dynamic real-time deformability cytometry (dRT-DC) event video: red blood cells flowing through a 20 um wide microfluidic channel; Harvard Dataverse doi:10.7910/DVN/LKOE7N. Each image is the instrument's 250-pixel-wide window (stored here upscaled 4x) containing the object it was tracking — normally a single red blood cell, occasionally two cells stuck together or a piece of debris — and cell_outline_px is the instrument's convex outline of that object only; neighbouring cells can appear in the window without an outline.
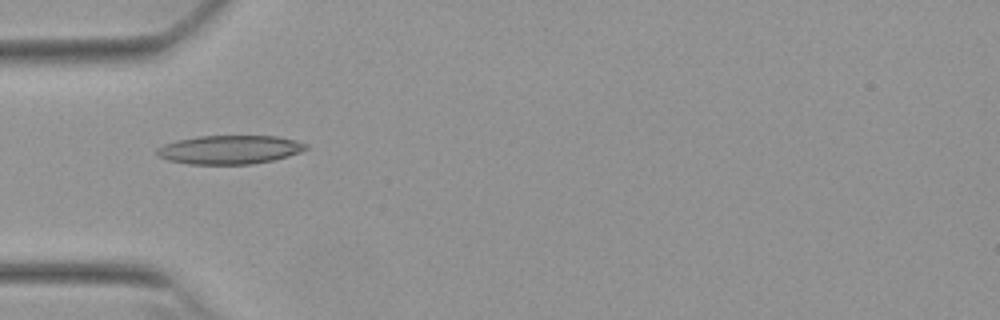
{"species": "Egyptian fruit bat (a non-hibernating species)", "species_latin": "Rousettus aegyptiacus", "temperature_condition": "warm", "stored_images_in_passage": 53, "camera_frame_rate_fps": 3000, "um_per_image_px": 0.085, "animal": {"sex": "female"}, "frame": {"image": 1, "passage_image": 17, "time_ms": 5.333, "image_size_px": [1000, 320], "cell_outline_px": [[308, 148], [300, 152], [288, 156], [272, 160], [252, 164], [188, 164], [168, 160], [156, 156], [156, 148], [164, 144], [176, 140], [196, 136], [276, 136], [296, 140], [308, 144]], "centroid_in_image_um": [19.49, 12.72], "position_along_channel_um": 65.5, "area_um2": 25.09}}
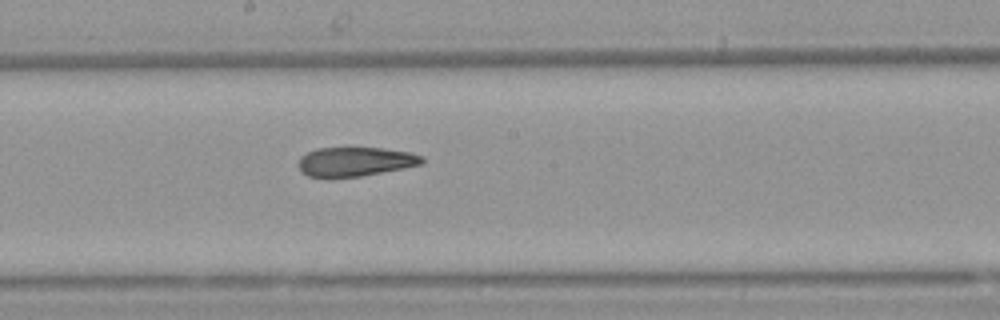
{"frame": {"image": 2, "passage_image": 29, "time_ms": 9.333, "image_size_px": [1000, 320], "cell_outline_px": [[424, 164], [404, 168], [360, 176], [328, 180], [308, 176], [300, 172], [296, 164], [300, 156], [316, 148], [384, 148], [412, 152], [424, 156]], "centroid_in_image_um": [30.14, 13.77], "position_along_channel_um": 218.1, "area_um2": 21.85}}
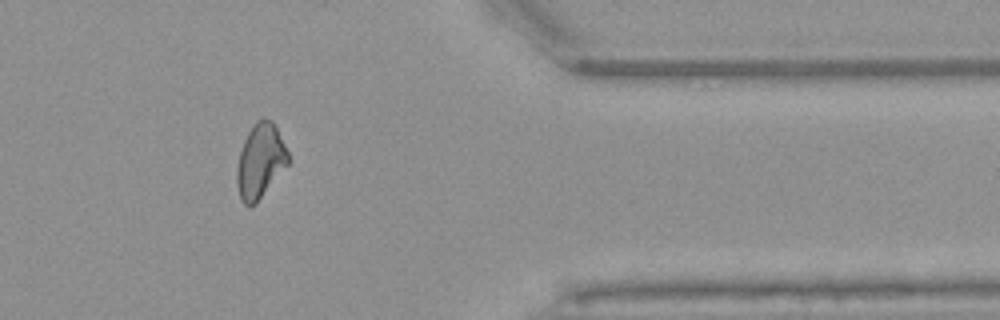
{"frame": {"image": 3, "passage_image": 44, "time_ms": 14.333, "image_size_px": [1000, 320], "cell_outline_px": [[288, 164], [256, 204], [248, 208], [240, 200], [236, 184], [236, 168], [240, 152], [244, 140], [252, 124], [256, 120], [272, 120], [288, 152]], "centroid_in_image_um": [22.09, 13.74], "position_along_channel_um": 389.3, "area_um2": 22.2}, "authors_computed_cell_mechanics": {"area_um2": 22.5998, "velocity_mm_per_s": 3.843, "shape_relaxation_time_tau1_ms": null, "shape_relaxation_time_tau2_ms": 3.7571, "deformation_change_tau1": null, "deformation_change_tau2": 0.1332}}